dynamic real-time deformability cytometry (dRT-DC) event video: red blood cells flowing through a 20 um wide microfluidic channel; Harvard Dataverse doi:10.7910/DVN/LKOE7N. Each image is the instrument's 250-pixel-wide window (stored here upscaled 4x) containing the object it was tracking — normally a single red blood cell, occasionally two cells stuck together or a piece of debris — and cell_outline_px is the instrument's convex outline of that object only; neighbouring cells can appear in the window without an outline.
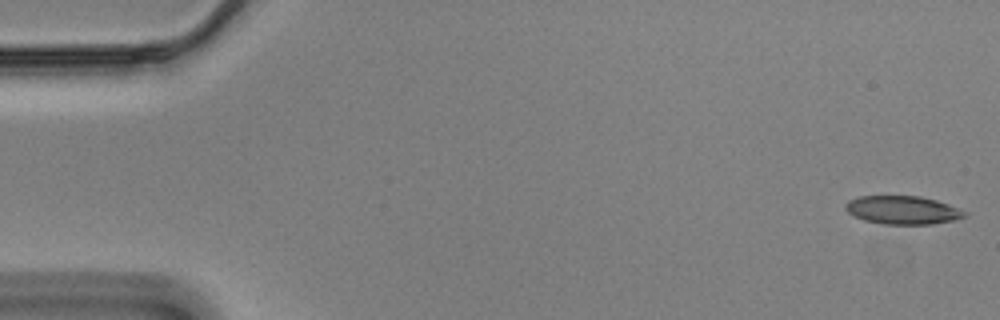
{"species": "Egyptian fruit bat (a non-hibernating species)", "species_latin": "Rousettus aegyptiacus", "temperature_condition": "cold", "stored_images_in_passage": 22, "camera_frame_rate_fps": 3000, "um_per_image_px": 0.085, "animal": {"sex": "male"}, "frame": {"image": 1, "passage_image": 1, "time_ms": 0.0, "image_size_px": [1000, 320], "cell_outline_px": [[968, 216], [956, 220], [932, 224], [884, 224], [864, 220], [848, 212], [844, 208], [844, 204], [848, 200], [860, 196], [920, 196], [936, 200], [948, 204], [968, 212]], "centroid_in_image_um": [76.76, 17.85], "position_along_channel_um": 8.2, "area_um2": 19.77}}
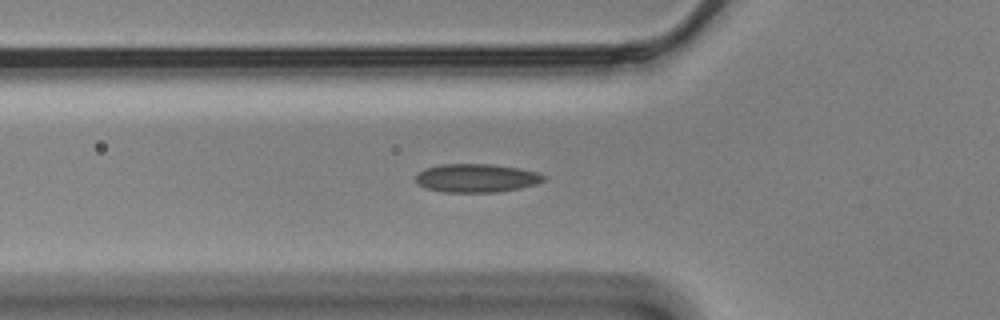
{"frame": {"image": 2, "passage_image": 19, "time_ms": 6.0, "image_size_px": [1000, 320], "cell_outline_px": [[548, 176], [544, 180], [536, 184], [520, 188], [496, 192], [444, 192], [428, 188], [420, 184], [416, 180], [416, 176], [424, 168], [440, 164], [492, 164], [520, 168], [536, 172]], "centroid_in_image_um": [40.54, 15.12], "position_along_channel_um": 85.3, "area_um2": 21.15}}
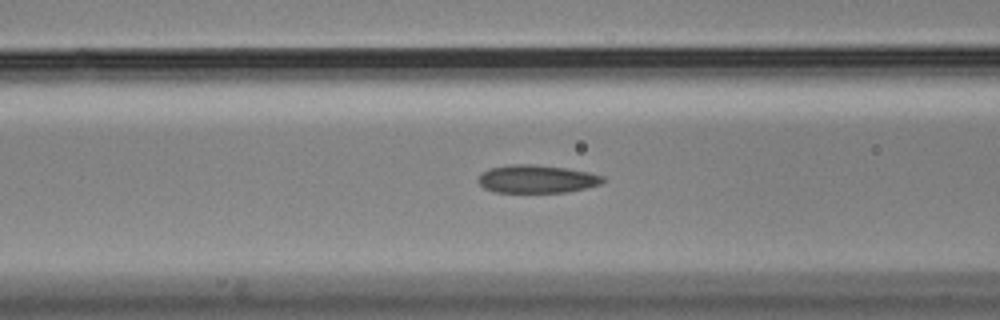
{"frame": {"image": 3, "passage_image": 22, "time_ms": 7.0, "image_size_px": [1000, 320], "cell_outline_px": [[604, 180], [600, 184], [568, 192], [496, 192], [484, 188], [476, 180], [480, 172], [488, 168], [512, 164], [536, 164], [564, 168], [588, 172], [604, 176]], "centroid_in_image_um": [45.57, 15.2], "position_along_channel_um": 121.0, "area_um2": 20.4}}